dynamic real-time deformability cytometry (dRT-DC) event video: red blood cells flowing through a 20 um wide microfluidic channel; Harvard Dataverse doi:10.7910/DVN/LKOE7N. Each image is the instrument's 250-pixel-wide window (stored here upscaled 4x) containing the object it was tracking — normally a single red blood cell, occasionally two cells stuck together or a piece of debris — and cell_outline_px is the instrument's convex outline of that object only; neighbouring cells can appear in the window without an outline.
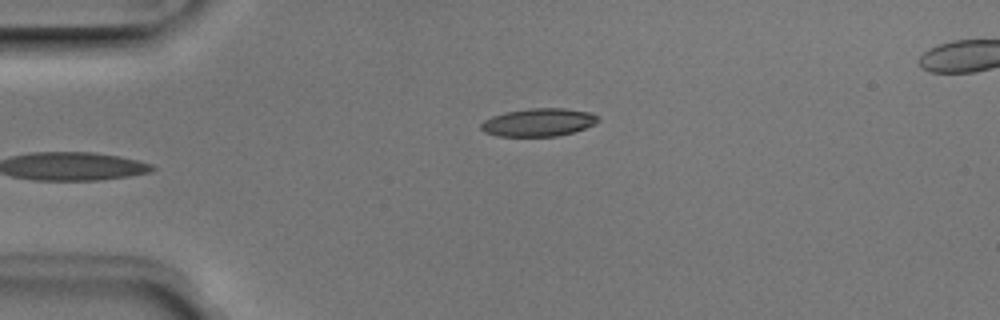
{"species": "Egyptian fruit bat (a non-hibernating species)", "species_latin": "Rousettus aegyptiacus", "temperature_condition": "room temperature", "stored_images_in_passage": 2, "camera_frame_rate_fps": 3000, "um_per_image_px": 0.085, "animal": {"sex": "male"}, "frame": {"image": 1, "passage_image": 2, "time_ms": 0.333, "image_size_px": [1000, 320], "cell_outline_px": [[600, 120], [596, 124], [572, 132], [556, 136], [496, 136], [484, 132], [480, 128], [480, 124], [484, 120], [492, 116], [504, 112], [532, 108], [564, 108], [592, 112]], "centroid_in_image_um": [45.76, 10.39], "position_along_channel_um": 39.2, "area_um2": 19.13}}